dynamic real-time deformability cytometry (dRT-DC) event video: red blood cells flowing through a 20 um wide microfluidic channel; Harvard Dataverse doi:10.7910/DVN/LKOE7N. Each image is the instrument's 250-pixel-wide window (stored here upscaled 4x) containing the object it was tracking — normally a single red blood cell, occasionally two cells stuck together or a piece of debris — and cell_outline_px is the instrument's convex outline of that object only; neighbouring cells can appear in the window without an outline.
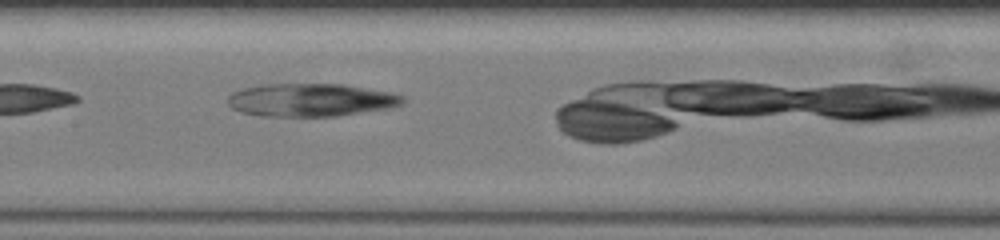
{"species": "common noctule bat (a hibernating species)", "species_latin": "Nyctalus noctula", "temperature_condition": "warm", "stored_images_in_passage": 20, "camera_frame_rate_fps": 3000, "um_per_image_px": 0.085, "animal": {"sex": "female", "body_mass_g": 19.5, "forearm_length_mm": 54.1}, "frame": {"image": 1, "passage_image": 19, "time_ms": 8.333, "image_size_px": [1000, 240], "cell_outline_px": [[404, 100], [400, 104], [392, 108], [336, 116], [260, 116], [244, 112], [232, 108], [228, 104], [228, 96], [232, 92], [244, 88], [264, 84], [340, 84], [388, 92], [404, 96]], "centroid_in_image_um": [26.4, 8.5], "position_along_channel_um": 181.0, "area_um2": 33.41}}